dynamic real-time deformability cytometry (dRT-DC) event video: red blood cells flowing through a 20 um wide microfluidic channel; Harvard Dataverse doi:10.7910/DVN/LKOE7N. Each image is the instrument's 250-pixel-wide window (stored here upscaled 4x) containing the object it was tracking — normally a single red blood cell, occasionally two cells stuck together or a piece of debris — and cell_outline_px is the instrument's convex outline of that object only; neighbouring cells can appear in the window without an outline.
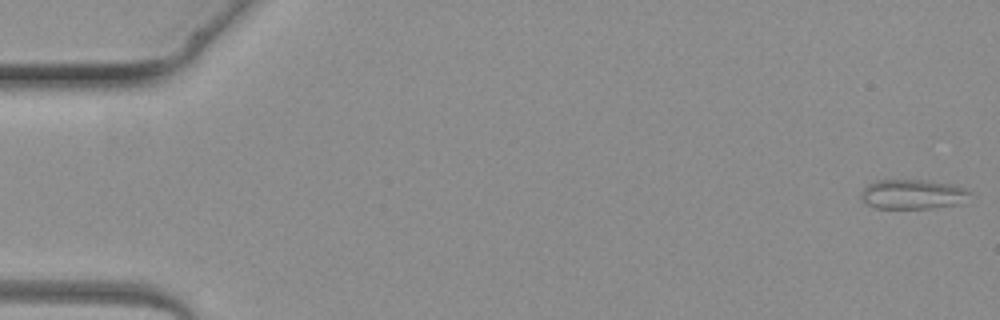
{"species": "common noctule bat (a hibernating species)", "species_latin": "Nyctalus noctula", "temperature_condition": "warm", "stored_images_in_passage": 4, "camera_frame_rate_fps": 3000, "um_per_image_px": 0.085, "animal": {"sex": "female", "body_mass_g": 19.3, "forearm_length_mm": 54.1}, "frame": {"image": 1, "passage_image": 1, "time_ms": 0.0, "image_size_px": [1000, 320], "cell_outline_px": [[972, 192], [956, 204], [932, 208], [876, 208], [868, 204], [860, 196], [860, 192], [868, 184], [876, 180], [928, 180], [952, 184], [964, 188]], "centroid_in_image_um": [77.53, 16.5], "position_along_channel_um": 7.5, "area_um2": 18.55}}
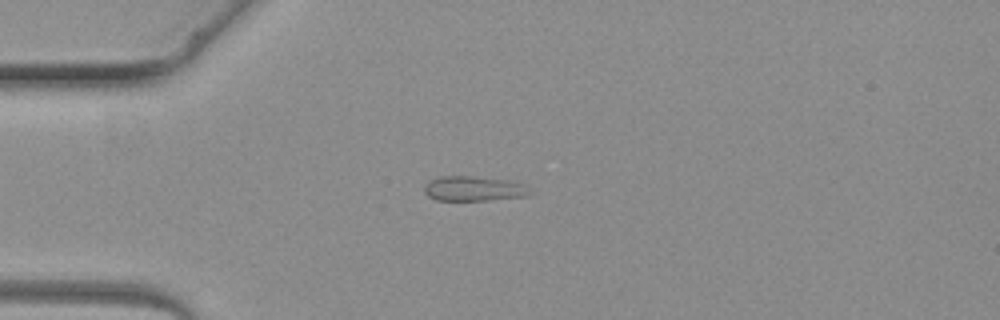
{"frame": {"image": 2, "passage_image": 3, "time_ms": 3.333, "image_size_px": [1000, 320], "cell_outline_px": [[536, 192], [528, 196], [488, 200], [436, 200], [428, 196], [424, 192], [424, 188], [432, 180], [440, 176], [472, 176], [512, 180], [528, 184]], "centroid_in_image_um": [40.43, 16.03], "position_along_channel_um": 44.6, "area_um2": 15.66}}